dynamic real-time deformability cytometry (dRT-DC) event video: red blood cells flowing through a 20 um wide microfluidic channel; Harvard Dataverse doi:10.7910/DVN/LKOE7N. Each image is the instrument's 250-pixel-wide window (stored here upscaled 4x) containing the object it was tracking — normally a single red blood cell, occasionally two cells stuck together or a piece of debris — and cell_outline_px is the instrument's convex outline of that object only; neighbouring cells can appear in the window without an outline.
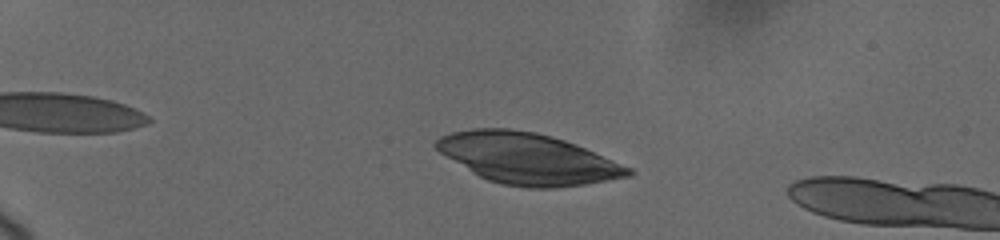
{"species": "human", "species_latin": "Homo sapiens", "temperature_condition": "cold", "stored_images_in_passage": 12, "camera_frame_rate_fps": 3000, "um_per_image_px": 0.085, "donor": {"sex": "female"}, "frame": {"image": 1, "passage_image": 9, "time_ms": 4.0, "image_size_px": [1000, 240], "cell_outline_px": [[636, 172], [632, 176], [584, 184], [552, 188], [528, 188], [504, 184], [488, 180], [472, 172], [440, 152], [432, 144], [440, 136], [452, 132], [472, 128], [508, 128], [536, 132], [552, 136], [576, 144], [632, 168]], "centroid_in_image_um": [44.87, 13.47], "position_along_channel_um": 40.1, "area_um2": 56.82}}